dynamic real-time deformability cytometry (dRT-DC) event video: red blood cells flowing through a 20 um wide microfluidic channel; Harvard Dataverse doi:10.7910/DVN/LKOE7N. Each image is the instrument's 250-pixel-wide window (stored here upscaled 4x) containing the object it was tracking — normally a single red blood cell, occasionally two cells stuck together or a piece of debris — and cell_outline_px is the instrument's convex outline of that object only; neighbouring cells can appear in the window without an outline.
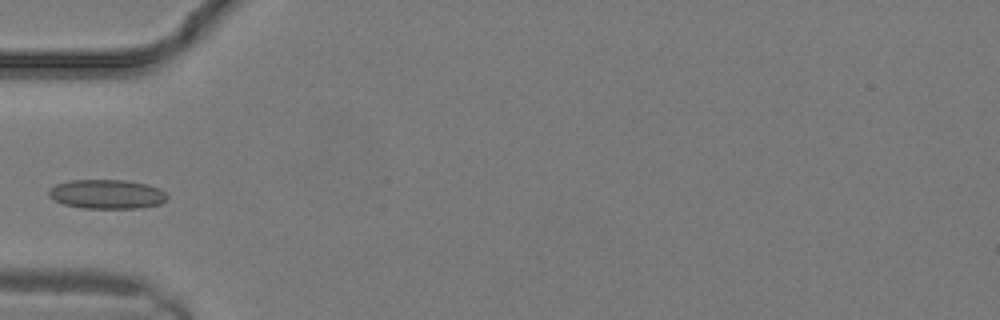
{"species": "common noctule bat (a hibernating species)", "species_latin": "Nyctalus noctula", "temperature_condition": "warm", "stored_images_in_passage": 7, "camera_frame_rate_fps": 3000, "um_per_image_px": 0.085, "animal": {"sex": "male", "body_mass_g": 19.2, "forearm_length_mm": 51.8}, "frame": {"image": 1, "passage_image": 3, "time_ms": 0.667, "image_size_px": [1000, 320], "cell_outline_px": [[168, 200], [160, 204], [140, 208], [80, 208], [64, 204], [48, 196], [48, 192], [56, 184], [72, 180], [124, 180], [148, 184], [160, 188], [168, 196]], "centroid_in_image_um": [9.13, 16.5], "position_along_channel_um": 75.9, "area_um2": 20.23}}
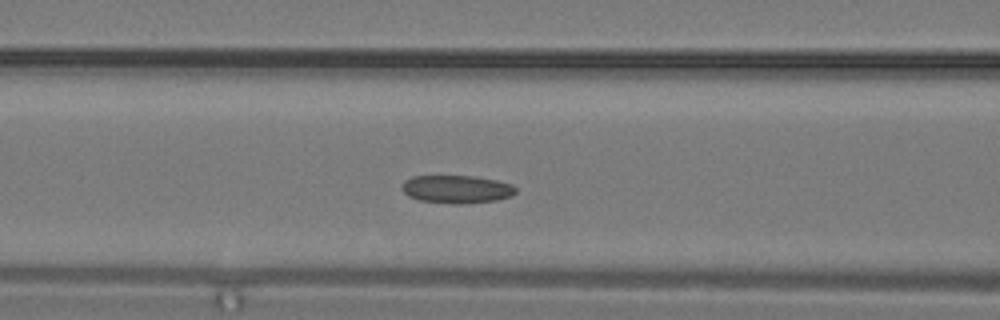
{"frame": {"image": 2, "passage_image": 5, "time_ms": 1.333, "image_size_px": [1000, 320], "cell_outline_px": [[516, 192], [512, 196], [496, 200], [464, 204], [452, 204], [420, 200], [408, 196], [400, 188], [400, 184], [404, 180], [412, 176], [476, 176], [496, 180], [512, 184], [516, 188]], "centroid_in_image_um": [38.79, 16.08], "position_along_channel_um": 127.8, "area_um2": 18.79}}
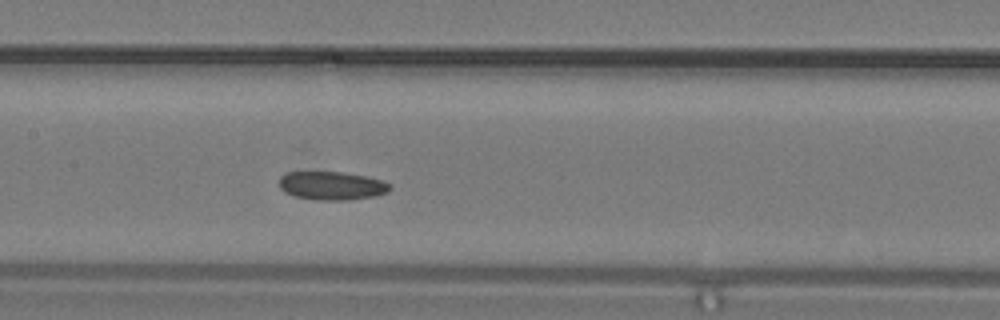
{"frame": {"image": 3, "passage_image": 7, "time_ms": 2.0, "image_size_px": [1000, 320], "cell_outline_px": [[392, 188], [388, 192], [376, 196], [348, 200], [316, 200], [296, 196], [284, 192], [280, 188], [280, 176], [288, 172], [340, 172], [364, 176], [380, 180], [388, 184]], "centroid_in_image_um": [28.19, 15.79], "position_along_channel_um": 179.2, "area_um2": 18.21}}